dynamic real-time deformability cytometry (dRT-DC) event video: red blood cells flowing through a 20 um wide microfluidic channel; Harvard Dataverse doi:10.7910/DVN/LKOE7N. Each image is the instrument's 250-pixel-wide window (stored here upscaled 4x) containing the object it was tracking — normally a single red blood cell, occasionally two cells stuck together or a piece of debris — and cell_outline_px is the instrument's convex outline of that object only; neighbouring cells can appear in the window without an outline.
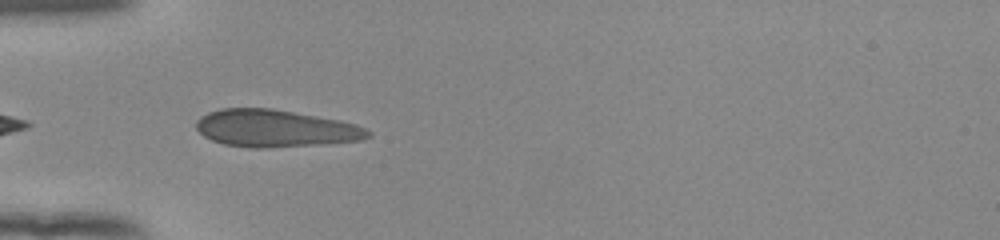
{"species": "human", "species_latin": "Homo sapiens", "temperature_condition": "room temperature", "stored_images_in_passage": 37, "camera_frame_rate_fps": 3000, "um_per_image_px": 0.085, "donor": {"sex": "female"}, "frame": {"image": 1, "passage_image": 2, "time_ms": 0.333, "image_size_px": [1000, 240], "cell_outline_px": [[372, 136], [364, 140], [320, 144], [268, 148], [248, 148], [224, 144], [212, 140], [204, 136], [196, 128], [196, 120], [200, 116], [208, 112], [220, 108], [272, 108], [340, 120], [356, 124], [372, 132]], "centroid_in_image_um": [23.4, 10.91], "position_along_channel_um": 61.6, "area_um2": 37.57}}
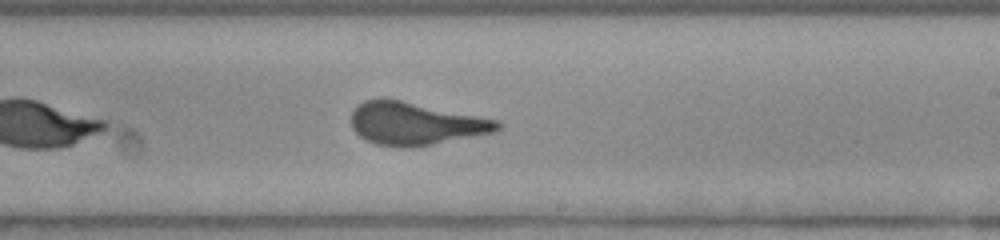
{"frame": {"image": 2, "passage_image": 17, "time_ms": 5.333, "image_size_px": [1000, 240], "cell_outline_px": [[504, 124], [496, 132], [412, 148], [400, 148], [376, 144], [360, 136], [352, 128], [352, 112], [364, 100], [400, 100], [500, 120]], "centroid_in_image_um": [35.37, 10.53], "position_along_channel_um": 253.6, "area_um2": 36.13}}
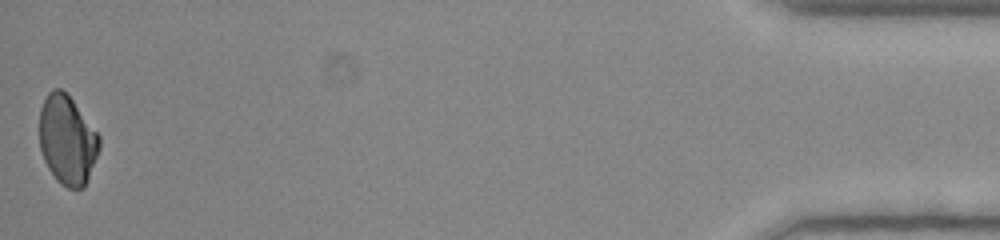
{"frame": {"image": 3, "passage_image": 37, "time_ms": 12.0, "image_size_px": [1000, 240], "cell_outline_px": [[100, 148], [88, 180], [84, 188], [68, 188], [60, 184], [56, 180], [48, 168], [44, 160], [40, 148], [40, 108], [48, 92], [52, 88], [60, 88], [72, 100], [100, 136]], "centroid_in_image_um": [5.72, 11.92], "position_along_channel_um": 429.5, "area_um2": 31.04}, "authors_computed_cell_mechanics": {"area_um2": 36.4718, "velocity_mm_per_s": 3.9333, "shape_relaxation_time_tau1_ms": 6.3965, "shape_relaxation_time_tau2_ms": null, "deformation_change_tau1": 0.1593, "deformation_change_tau2": null}}